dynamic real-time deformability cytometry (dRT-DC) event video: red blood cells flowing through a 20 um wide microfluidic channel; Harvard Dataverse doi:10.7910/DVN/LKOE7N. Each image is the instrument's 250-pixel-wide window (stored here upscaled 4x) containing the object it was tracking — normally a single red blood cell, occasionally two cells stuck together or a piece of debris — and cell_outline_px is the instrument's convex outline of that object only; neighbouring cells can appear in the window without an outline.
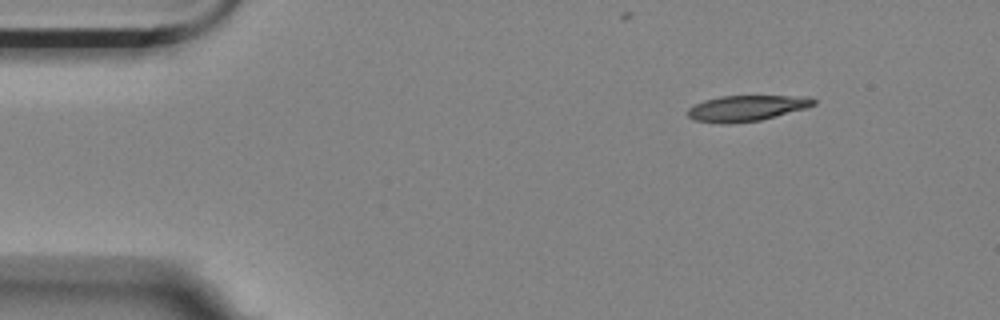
{"species": "Egyptian fruit bat (a non-hibernating species)", "species_latin": "Rousettus aegyptiacus", "temperature_condition": "room temperature", "stored_images_in_passage": 9, "camera_frame_rate_fps": 3000, "um_per_image_px": 0.085, "animal": {"sex": "female"}, "frame": {"image": 1, "passage_image": 1, "time_ms": 0.0, "image_size_px": [1000, 320], "cell_outline_px": [[816, 104], [804, 108], [776, 116], [760, 120], [728, 124], [720, 124], [692, 120], [688, 116], [688, 108], [704, 100], [720, 96], [812, 96], [816, 100]], "centroid_in_image_um": [63.44, 9.2], "position_along_channel_um": 21.6, "area_um2": 18.96}}
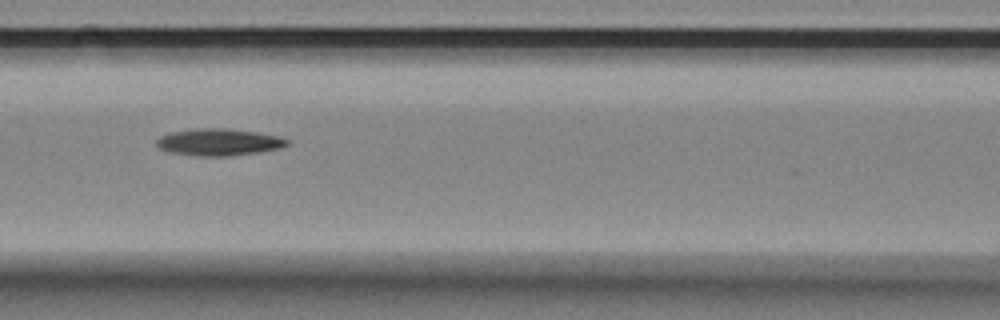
{"frame": {"image": 2, "passage_image": 6, "time_ms": 1.667, "image_size_px": [1000, 320], "cell_outline_px": [[292, 140], [288, 144], [280, 148], [260, 152], [228, 156], [196, 156], [168, 152], [160, 148], [156, 144], [156, 140], [160, 136], [172, 132], [196, 128], [224, 128], [256, 132], [276, 136]], "centroid_in_image_um": [18.59, 12.08], "position_along_channel_um": 148.0, "area_um2": 20.52}}
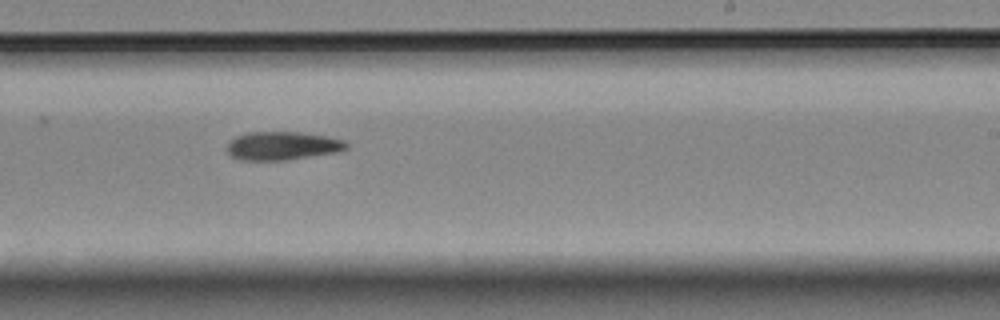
{"frame": {"image": 3, "passage_image": 9, "time_ms": 2.667, "image_size_px": [1000, 320], "cell_outline_px": [[348, 148], [336, 152], [288, 160], [240, 160], [232, 156], [228, 152], [228, 144], [236, 136], [248, 132], [300, 132], [324, 136], [344, 140], [348, 144]], "centroid_in_image_um": [24.01, 12.39], "position_along_channel_um": 265.0, "area_um2": 19.59}}